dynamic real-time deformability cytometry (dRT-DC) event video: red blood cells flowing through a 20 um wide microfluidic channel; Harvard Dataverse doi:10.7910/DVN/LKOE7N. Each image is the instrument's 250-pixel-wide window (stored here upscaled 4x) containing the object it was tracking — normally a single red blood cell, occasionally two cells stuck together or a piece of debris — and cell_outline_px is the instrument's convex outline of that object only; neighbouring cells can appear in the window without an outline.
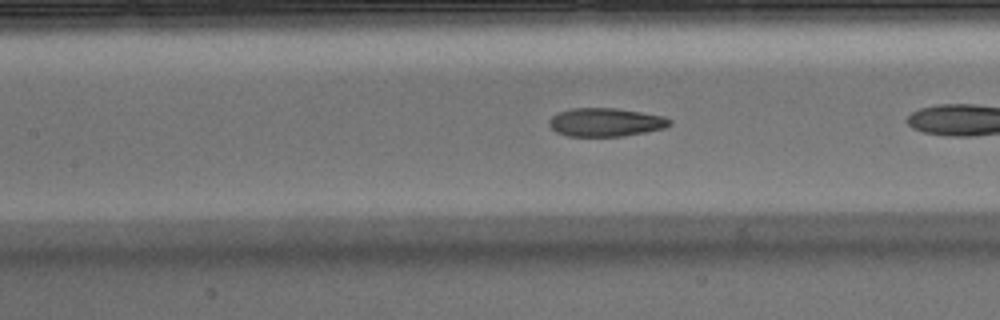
{"species": "Egyptian fruit bat (a non-hibernating species)", "species_latin": "Rousettus aegyptiacus", "temperature_condition": "warm", "stored_images_in_passage": 25, "camera_frame_rate_fps": 3000, "um_per_image_px": 0.085, "animal": {"sex": "male"}, "frame": {"image": 1, "passage_image": 8, "time_ms": 2.333, "image_size_px": [1000, 320], "cell_outline_px": [[672, 124], [664, 128], [624, 136], [568, 136], [556, 132], [548, 124], [548, 120], [552, 116], [560, 112], [572, 108], [616, 108], [664, 116], [672, 120]], "centroid_in_image_um": [51.48, 10.39], "position_along_channel_um": 155.9, "area_um2": 19.94}}
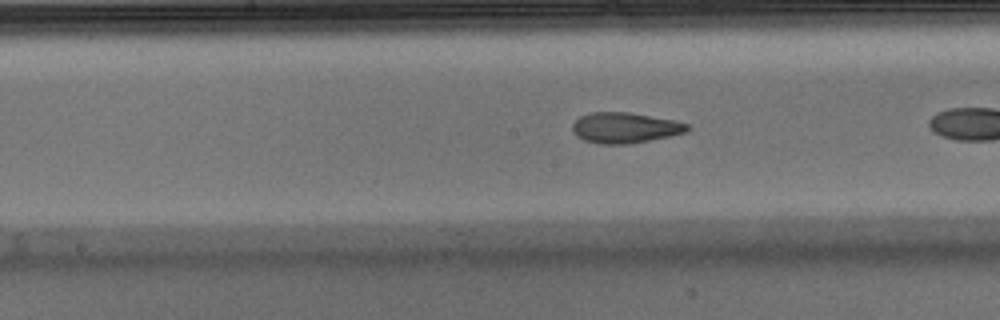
{"frame": {"image": 2, "passage_image": 11, "time_ms": 3.333, "image_size_px": [1000, 320], "cell_outline_px": [[688, 128], [684, 132], [668, 136], [628, 144], [600, 144], [584, 140], [576, 136], [572, 132], [572, 124], [580, 116], [588, 112], [628, 112], [676, 120], [688, 124]], "centroid_in_image_um": [53.06, 10.85], "position_along_channel_um": 195.1, "area_um2": 20.4}}